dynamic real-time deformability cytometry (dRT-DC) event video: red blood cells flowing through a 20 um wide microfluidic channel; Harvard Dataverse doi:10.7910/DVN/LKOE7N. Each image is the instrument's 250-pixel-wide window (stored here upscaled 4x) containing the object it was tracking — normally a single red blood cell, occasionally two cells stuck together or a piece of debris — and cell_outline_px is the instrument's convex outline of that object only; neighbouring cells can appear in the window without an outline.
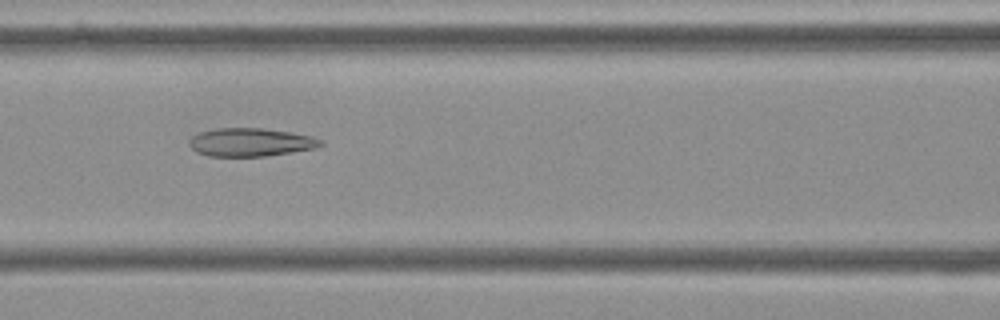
{"species": "Egyptian fruit bat (a non-hibernating species)", "species_latin": "Rousettus aegyptiacus", "temperature_condition": "cold", "stored_images_in_passage": 42, "camera_frame_rate_fps": 3000, "um_per_image_px": 0.085, "frame": {"image": 1, "passage_image": 10, "time_ms": 3.0, "image_size_px": [1000, 320], "cell_outline_px": [[324, 144], [316, 148], [264, 156], [208, 156], [196, 152], [188, 144], [188, 140], [192, 136], [200, 132], [216, 128], [264, 128], [312, 136], [320, 140]], "centroid_in_image_um": [21.26, 12.09], "position_along_channel_um": 145.3, "area_um2": 21.56}}
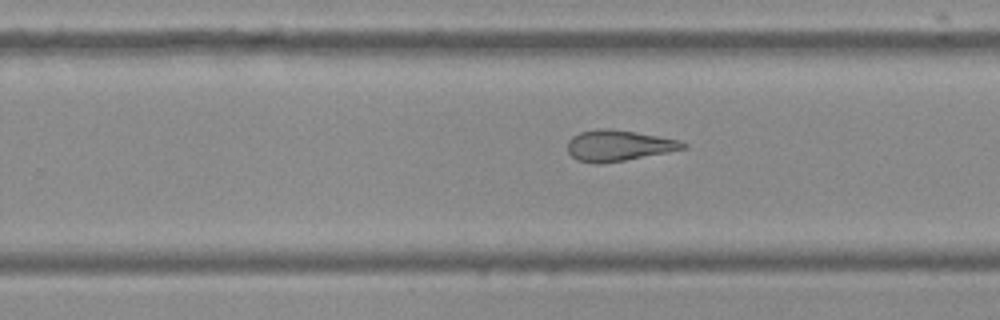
{"frame": {"image": 2, "passage_image": 21, "time_ms": 6.667, "image_size_px": [1000, 320], "cell_outline_px": [[688, 148], [668, 152], [624, 160], [600, 164], [596, 164], [576, 160], [568, 152], [568, 140], [572, 136], [580, 132], [600, 128], [612, 128], [636, 132], [680, 140], [688, 144]], "centroid_in_image_um": [52.58, 12.37], "position_along_channel_um": 277.2, "area_um2": 20.92}}
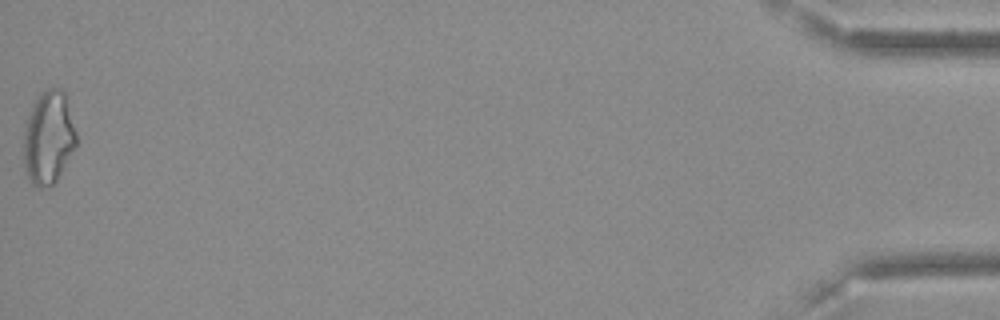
{"frame": {"image": 3, "passage_image": 42, "time_ms": 13.667, "image_size_px": [1000, 320], "cell_outline_px": [[76, 144], [56, 180], [52, 184], [40, 188], [32, 184], [28, 176], [24, 164], [24, 132], [28, 116], [32, 104], [40, 92], [48, 88], [60, 88], [64, 92], [76, 132]], "centroid_in_image_um": [4.1, 11.67], "position_along_channel_um": 431.1, "area_um2": 28.09}, "authors_computed_cell_mechanics": {"area_um2": 22.1085, "velocity_mm_per_s": 3.6041, "shape_relaxation_time_tau1_ms": null, "shape_relaxation_time_tau2_ms": 3.7621, "deformation_change_tau1": null, "deformation_change_tau2": 0.1286}}